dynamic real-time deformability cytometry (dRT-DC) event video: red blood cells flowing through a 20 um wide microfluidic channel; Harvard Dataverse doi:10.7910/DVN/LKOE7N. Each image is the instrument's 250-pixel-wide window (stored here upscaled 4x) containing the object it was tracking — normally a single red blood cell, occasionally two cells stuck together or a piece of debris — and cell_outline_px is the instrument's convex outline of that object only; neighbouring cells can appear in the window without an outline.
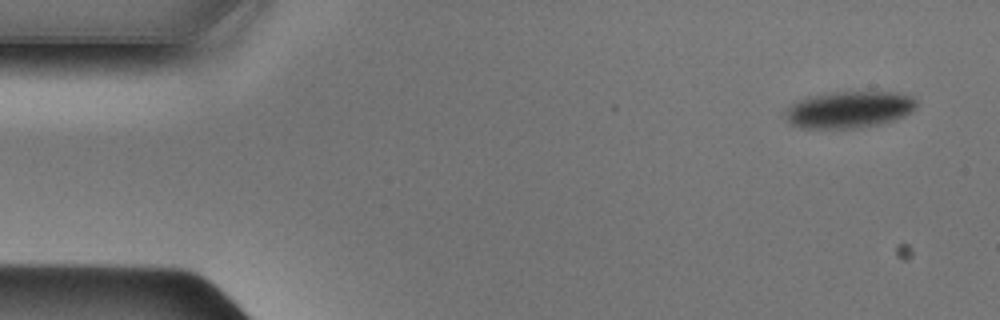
{"species": "Egyptian fruit bat (a non-hibernating species)", "species_latin": "Rousettus aegyptiacus", "temperature_condition": "cold", "stored_images_in_passage": 47, "camera_frame_rate_fps": 3000, "um_per_image_px": 0.085, "animal": {"sex": "male"}, "frame": {"image": 1, "passage_image": 1, "time_ms": 0.0, "image_size_px": [1000, 320], "cell_outline_px": [[916, 108], [912, 112], [904, 116], [880, 124], [860, 128], [800, 128], [792, 124], [788, 120], [788, 108], [792, 104], [800, 100], [812, 96], [832, 92], [896, 92], [912, 96], [916, 100]], "centroid_in_image_um": [72.25, 9.32], "position_along_channel_um": 12.8, "area_um2": 27.8}}
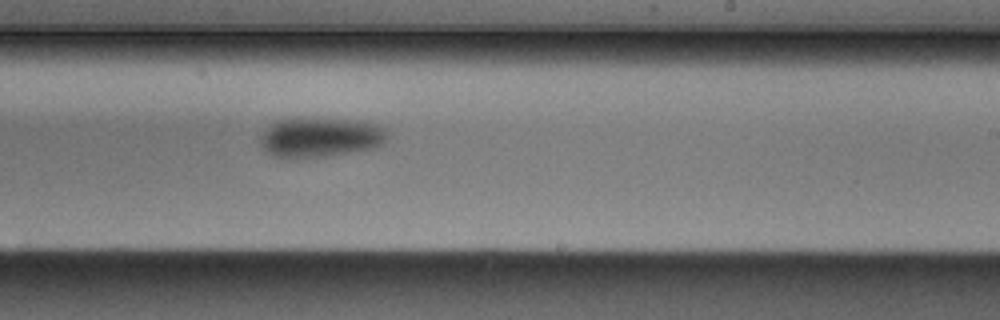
{"frame": {"image": 2, "passage_image": 27, "time_ms": 8.667, "image_size_px": [1000, 320], "cell_outline_px": [[384, 144], [372, 148], [328, 156], [288, 160], [272, 156], [260, 144], [260, 136], [276, 120], [292, 116], [360, 120], [380, 124], [384, 128]], "centroid_in_image_um": [27.16, 11.65], "position_along_channel_um": 261.8, "area_um2": 30.23}}
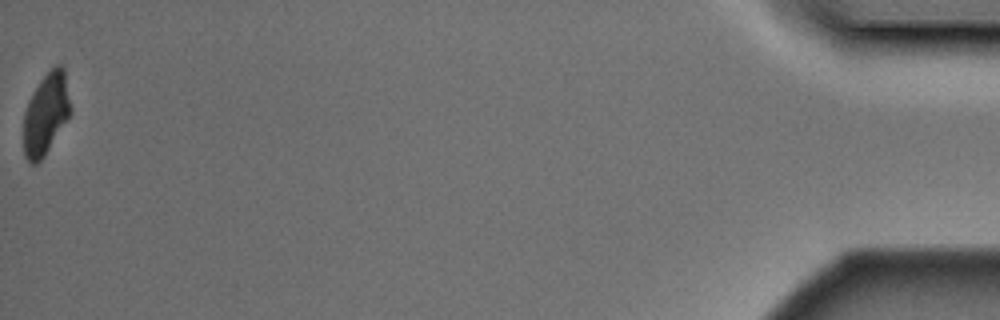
{"frame": {"image": 3, "passage_image": 47, "time_ms": 15.333, "image_size_px": [1000, 320], "cell_outline_px": [[72, 112], [44, 156], [36, 164], [32, 164], [24, 156], [24, 112], [28, 100], [40, 80], [56, 64], [60, 64], [64, 68], [72, 108]], "centroid_in_image_um": [3.92, 9.66], "position_along_channel_um": 431.3, "area_um2": 22.31}}